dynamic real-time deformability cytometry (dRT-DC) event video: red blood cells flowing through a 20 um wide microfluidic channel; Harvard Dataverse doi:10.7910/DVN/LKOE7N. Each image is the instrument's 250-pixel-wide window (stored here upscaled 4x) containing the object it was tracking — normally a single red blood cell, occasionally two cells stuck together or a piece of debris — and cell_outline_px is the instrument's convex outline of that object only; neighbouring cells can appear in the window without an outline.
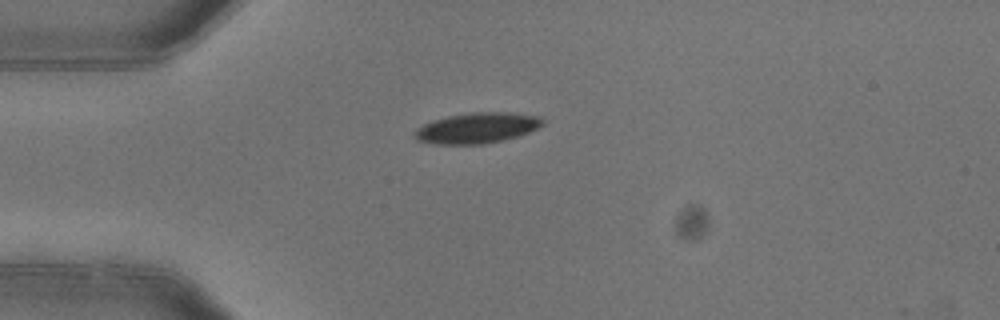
{"species": "common noctule bat (a hibernating species)", "species_latin": "Nyctalus noctula", "temperature_condition": "warm", "stored_images_in_passage": 3, "camera_frame_rate_fps": 3000, "um_per_image_px": 0.085, "animal": {"sex": "female"}, "frame": {"image": 1, "passage_image": 1, "time_ms": 0.0, "image_size_px": [1000, 320], "cell_outline_px": [[544, 124], [540, 128], [504, 140], [484, 144], [436, 144], [416, 140], [412, 136], [416, 128], [432, 120], [448, 116], [472, 112], [508, 112], [540, 116], [544, 120]], "centroid_in_image_um": [40.55, 10.87], "position_along_channel_um": 44.5, "area_um2": 23.0}}
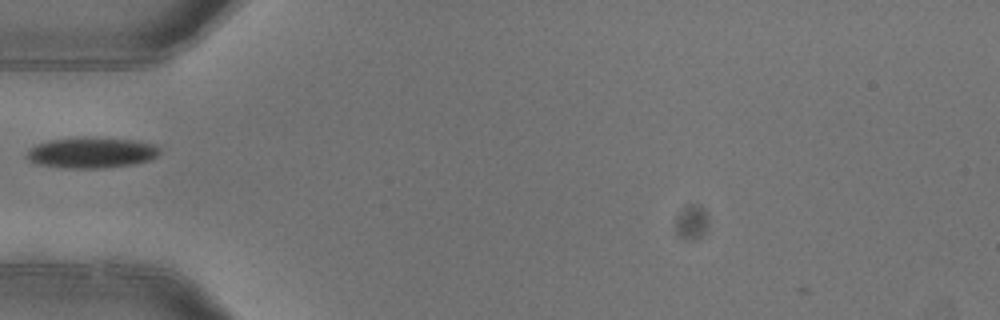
{"frame": {"image": 2, "passage_image": 2, "time_ms": 0.333, "image_size_px": [1000, 320], "cell_outline_px": [[160, 152], [156, 156], [148, 160], [132, 164], [104, 168], [68, 168], [40, 164], [28, 160], [28, 148], [36, 144], [48, 140], [76, 136], [80, 136], [136, 140], [156, 144], [160, 148]], "centroid_in_image_um": [7.78, 12.95], "position_along_channel_um": 77.2, "area_um2": 24.04}}